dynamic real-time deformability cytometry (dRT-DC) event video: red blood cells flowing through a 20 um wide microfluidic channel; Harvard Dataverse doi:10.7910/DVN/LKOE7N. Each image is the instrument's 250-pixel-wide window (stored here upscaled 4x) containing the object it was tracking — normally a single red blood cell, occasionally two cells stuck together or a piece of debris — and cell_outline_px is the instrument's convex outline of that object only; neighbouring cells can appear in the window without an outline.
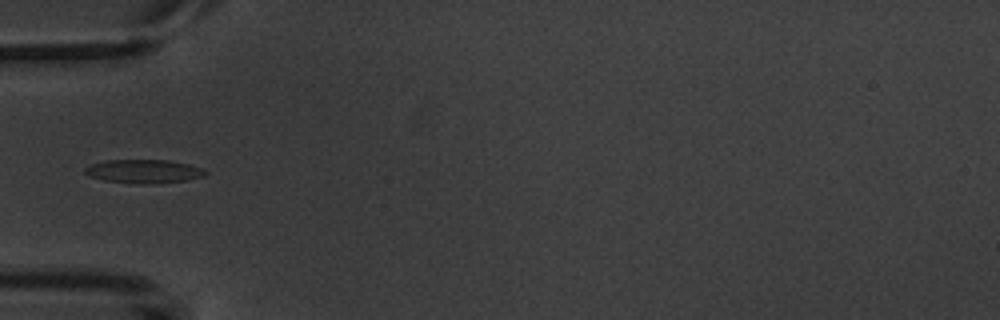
{"species": "common noctule bat (a hibernating species)", "species_latin": "Nyctalus noctula", "temperature_condition": "warm", "stored_images_in_passage": 7, "camera_frame_rate_fps": 3000, "um_per_image_px": 0.085, "animal": {"sex": "male", "body_mass_g": 20.1, "forearm_length_mm": 53.5}, "frame": {"image": 1, "passage_image": 4, "time_ms": 4.333, "image_size_px": [1000, 320], "cell_outline_px": [[208, 172], [204, 176], [188, 180], [152, 184], [136, 184], [104, 180], [88, 176], [84, 172], [84, 168], [92, 164], [104, 160], [168, 160], [188, 164], [204, 168]], "centroid_in_image_um": [12.23, 14.57], "position_along_channel_um": 72.8, "area_um2": 16.76}}
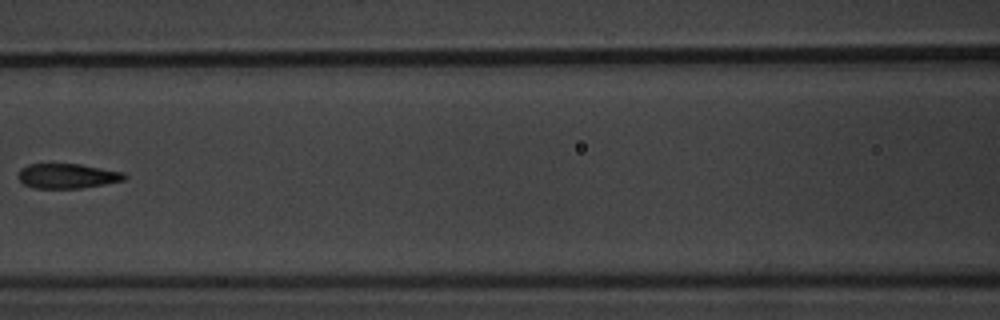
{"frame": {"image": 2, "passage_image": 6, "time_ms": 6.667, "image_size_px": [1000, 320], "cell_outline_px": [[128, 176], [124, 180], [104, 184], [80, 188], [32, 188], [24, 184], [20, 180], [20, 168], [28, 164], [80, 164], [124, 172]], "centroid_in_image_um": [5.74, 14.95], "position_along_channel_um": 160.9, "area_um2": 15.26}}
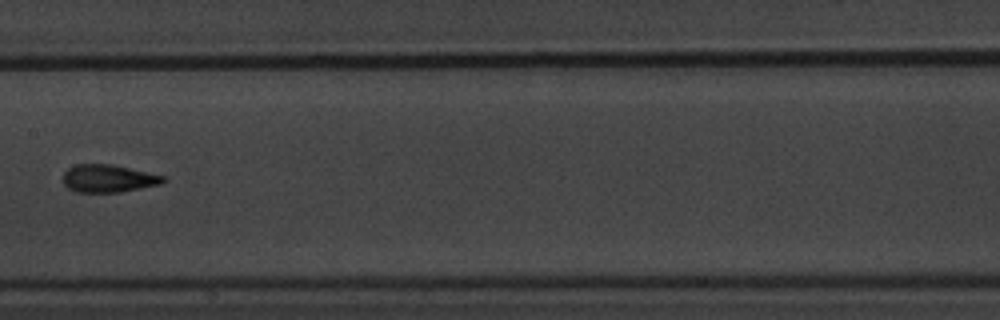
{"frame": {"image": 3, "passage_image": 7, "time_ms": 7.667, "image_size_px": [1000, 320], "cell_outline_px": [[168, 180], [160, 184], [120, 192], [76, 192], [68, 188], [64, 184], [64, 172], [68, 168], [76, 164], [112, 164], [164, 176]], "centroid_in_image_um": [9.2, 15.17], "position_along_channel_um": 198.2, "area_um2": 16.07}}